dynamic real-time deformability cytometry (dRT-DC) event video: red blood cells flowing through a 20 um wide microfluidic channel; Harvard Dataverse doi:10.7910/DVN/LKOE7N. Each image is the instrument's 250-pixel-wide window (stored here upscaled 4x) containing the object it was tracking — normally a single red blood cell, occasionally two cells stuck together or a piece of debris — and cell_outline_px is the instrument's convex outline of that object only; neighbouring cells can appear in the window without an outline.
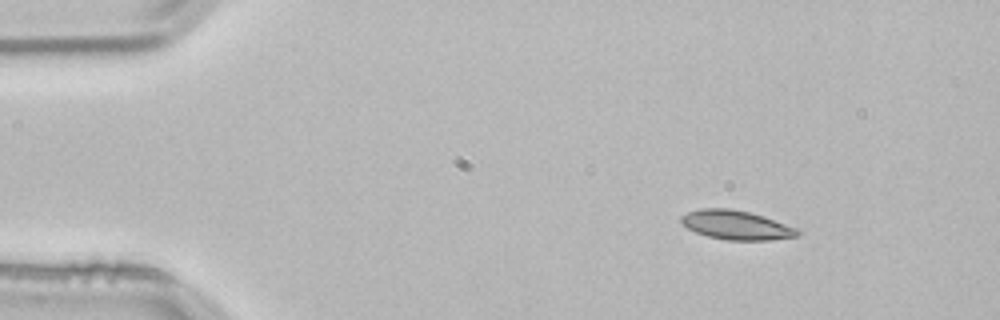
{"species": "common noctule bat (a hibernating species)", "species_latin": "Nyctalus noctula", "temperature_condition": "room temperature", "stored_images_in_passage": 3, "camera_frame_rate_fps": 3000, "um_per_image_px": 0.085, "animal": {"sex": "male", "body_mass_g": 21.5, "forearm_length_mm": 52.0}, "frame": {"image": 1, "passage_image": 1, "time_ms": 0.0, "image_size_px": [1000, 320], "cell_outline_px": [[804, 232], [796, 236], [768, 240], [728, 240], [708, 236], [696, 232], [688, 228], [680, 220], [680, 216], [688, 212], [700, 208], [728, 208], [748, 212], [764, 216], [796, 228]], "centroid_in_image_um": [62.59, 19.12], "position_along_channel_um": 22.4, "area_um2": 19.59}}